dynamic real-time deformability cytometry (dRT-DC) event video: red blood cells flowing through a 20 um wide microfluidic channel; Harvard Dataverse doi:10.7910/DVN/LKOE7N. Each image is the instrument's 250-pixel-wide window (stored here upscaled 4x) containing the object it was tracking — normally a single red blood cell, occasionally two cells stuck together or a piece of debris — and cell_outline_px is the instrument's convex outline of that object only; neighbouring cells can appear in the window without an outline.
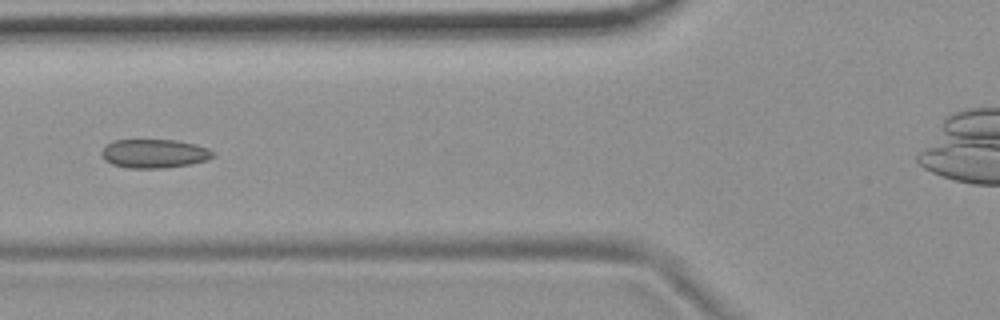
{"species": "common noctule bat (a hibernating species)", "species_latin": "Nyctalus noctula", "temperature_condition": "room temperature", "stored_images_in_passage": 15, "camera_frame_rate_fps": 3000, "um_per_image_px": 0.085, "animal": {"sex": "female", "body_mass_g": 19.9}, "frame": {"image": 1, "passage_image": 5, "time_ms": 1.333, "image_size_px": [1000, 320], "cell_outline_px": [[212, 156], [204, 160], [192, 164], [164, 168], [128, 168], [112, 164], [104, 160], [100, 152], [112, 140], [176, 140], [196, 144], [208, 148], [212, 152]], "centroid_in_image_um": [13.07, 13.05], "position_along_channel_um": 112.7, "area_um2": 18.61}}
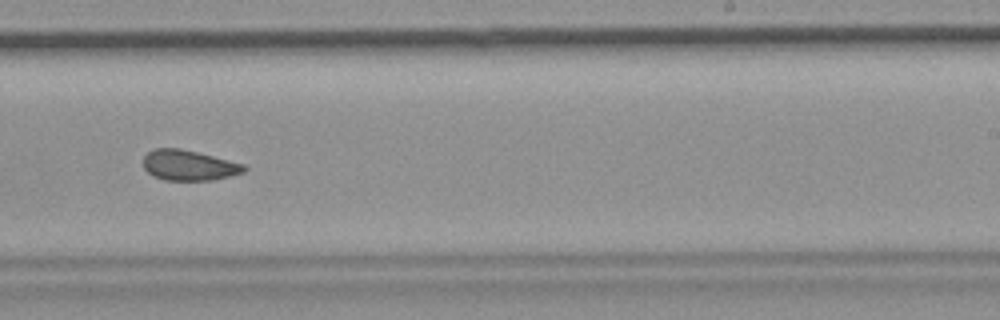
{"frame": {"image": 2, "passage_image": 9, "time_ms": 2.667, "image_size_px": [1000, 320], "cell_outline_px": [[248, 168], [244, 172], [212, 180], [164, 180], [152, 176], [144, 168], [144, 156], [148, 152], [156, 148], [180, 148], [244, 164]], "centroid_in_image_um": [16.03, 14.05], "position_along_channel_um": 273.0, "area_um2": 17.69}}